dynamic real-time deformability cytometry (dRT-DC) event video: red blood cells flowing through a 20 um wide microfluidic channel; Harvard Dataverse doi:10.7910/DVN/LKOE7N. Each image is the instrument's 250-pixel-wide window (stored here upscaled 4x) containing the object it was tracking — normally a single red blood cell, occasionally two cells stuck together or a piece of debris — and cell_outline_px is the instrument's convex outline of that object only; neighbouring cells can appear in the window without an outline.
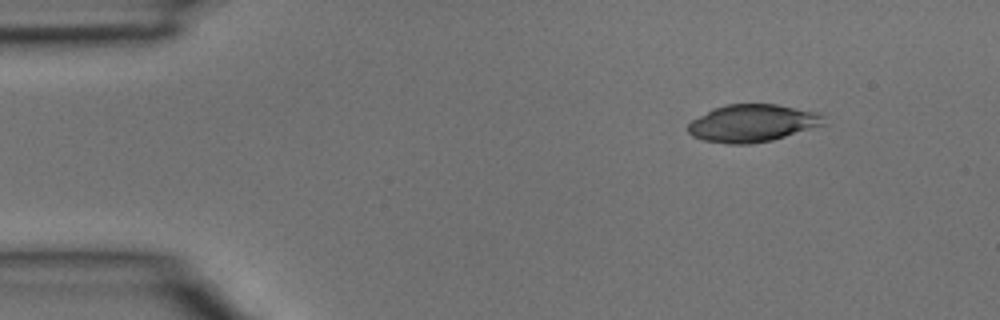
{"species": "common noctule bat (a hibernating species)", "species_latin": "Nyctalus noctula", "temperature_condition": "room temperature", "stored_images_in_passage": 3, "camera_frame_rate_fps": 3000, "um_per_image_px": 0.085, "animal": {"sex": "male", "body_mass_g": 15.6}, "frame": {"image": 1, "passage_image": 1, "time_ms": 0.0, "image_size_px": [1000, 320], "cell_outline_px": [[828, 124], [772, 140], [752, 144], [728, 144], [704, 140], [692, 136], [688, 132], [688, 124], [692, 120], [712, 108], [724, 104], [776, 104], [816, 112], [824, 116]], "centroid_in_image_um": [63.97, 10.47], "position_along_channel_um": 21.0, "area_um2": 29.82}}
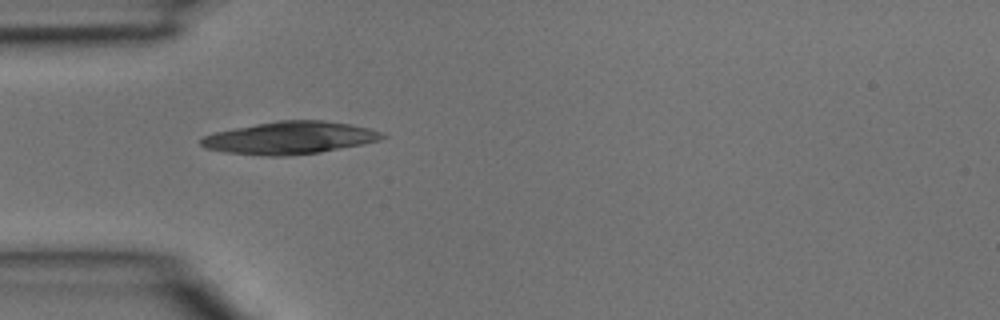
{"frame": {"image": 2, "passage_image": 3, "time_ms": 0.667, "image_size_px": [1000, 320], "cell_outline_px": [[388, 136], [380, 140], [364, 144], [320, 152], [288, 156], [268, 156], [228, 152], [204, 148], [200, 144], [200, 140], [204, 136], [216, 132], [256, 124], [280, 120], [324, 120], [352, 124], [384, 132]], "centroid_in_image_um": [24.7, 11.71], "position_along_channel_um": 60.3, "area_um2": 34.28}}